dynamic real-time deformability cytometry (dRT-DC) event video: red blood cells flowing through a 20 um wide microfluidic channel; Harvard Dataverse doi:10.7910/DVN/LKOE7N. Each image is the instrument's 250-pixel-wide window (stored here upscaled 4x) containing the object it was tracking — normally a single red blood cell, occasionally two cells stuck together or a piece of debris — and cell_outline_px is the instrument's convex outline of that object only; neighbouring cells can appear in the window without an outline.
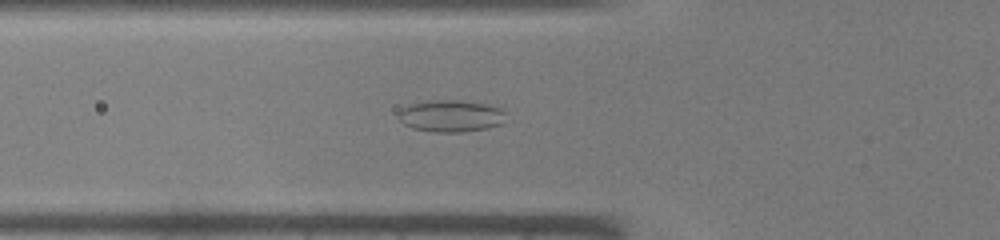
{"species": "common noctule bat (a hibernating species)", "species_latin": "Nyctalus noctula", "temperature_condition": "warm", "stored_images_in_passage": 30, "camera_frame_rate_fps": 3000, "um_per_image_px": 0.085, "animal": {"sex": "male", "body_mass_g": 19.0, "forearm_length_mm": 50.8}, "frame": {"image": 1, "passage_image": 2, "time_ms": 0.333, "image_size_px": [1000, 240], "cell_outline_px": [[504, 124], [488, 128], [464, 132], [436, 132], [412, 128], [404, 124], [400, 120], [400, 108], [412, 104], [428, 100], [460, 100], [488, 104], [500, 108], [504, 112]], "centroid_in_image_um": [38.36, 9.86], "position_along_channel_um": 87.4, "area_um2": 20.06}}
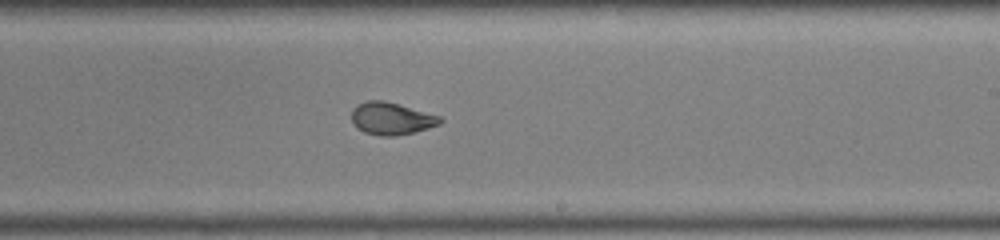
{"frame": {"image": 2, "passage_image": 13, "time_ms": 4.0, "image_size_px": [1000, 240], "cell_outline_px": [[444, 120], [440, 124], [428, 128], [396, 136], [380, 136], [364, 132], [356, 128], [352, 120], [352, 108], [368, 100], [384, 100], [400, 104], [440, 116]], "centroid_in_image_um": [33.27, 10.07], "position_along_channel_um": 255.7, "area_um2": 16.7}}
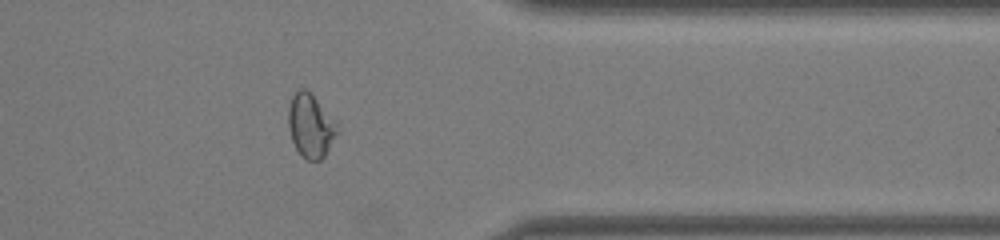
{"frame": {"image": 3, "passage_image": 22, "time_ms": 7.0, "image_size_px": [1000, 240], "cell_outline_px": [[340, 128], [324, 156], [320, 160], [308, 160], [296, 148], [292, 140], [288, 128], [288, 108], [292, 96], [300, 88], [304, 88], [316, 100]], "centroid_in_image_um": [26.37, 10.7], "position_along_channel_um": 385.0, "area_um2": 17.51}}